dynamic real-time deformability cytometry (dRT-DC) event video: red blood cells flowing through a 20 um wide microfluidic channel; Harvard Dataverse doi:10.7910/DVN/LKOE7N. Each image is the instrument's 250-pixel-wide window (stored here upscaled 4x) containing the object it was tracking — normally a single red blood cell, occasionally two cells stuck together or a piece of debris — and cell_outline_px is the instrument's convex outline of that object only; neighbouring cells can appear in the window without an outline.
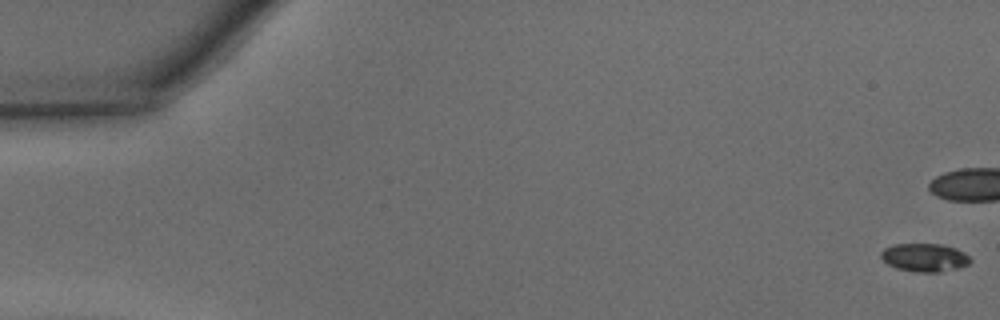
{"species": "common noctule bat (a hibernating species)", "species_latin": "Nyctalus noctula", "temperature_condition": "warm", "stored_images_in_passage": 37, "camera_frame_rate_fps": 3000, "um_per_image_px": 0.085, "animal": {"sex": "male", "body_mass_g": 15.6}, "frame": {"image": 1, "passage_image": 1, "time_ms": 0.0, "image_size_px": [1000, 320], "cell_outline_px": [[972, 260], [968, 264], [956, 268], [940, 272], [916, 272], [896, 268], [888, 264], [880, 256], [880, 252], [884, 248], [892, 244], [944, 244], [956, 248], [964, 252]], "centroid_in_image_um": [78.58, 21.88], "position_along_channel_um": 6.4, "area_um2": 14.74}}